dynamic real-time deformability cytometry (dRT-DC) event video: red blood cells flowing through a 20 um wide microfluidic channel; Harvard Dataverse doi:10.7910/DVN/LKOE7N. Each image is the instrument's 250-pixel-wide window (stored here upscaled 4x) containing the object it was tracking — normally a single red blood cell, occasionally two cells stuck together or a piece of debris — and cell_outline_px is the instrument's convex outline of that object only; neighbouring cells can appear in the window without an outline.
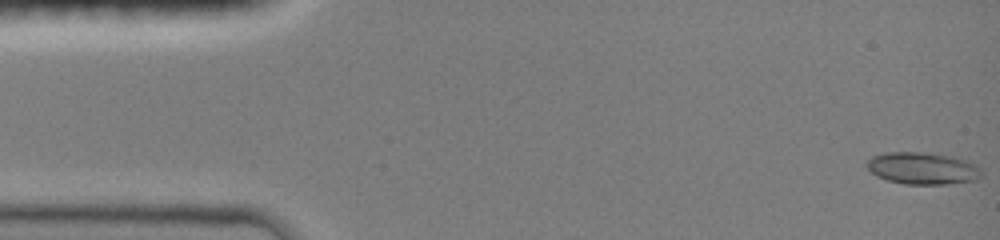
{"species": "common noctule bat (a hibernating species)", "species_latin": "Nyctalus noctula", "temperature_condition": "room temperature", "stored_images_in_passage": 47, "camera_frame_rate_fps": 3000, "um_per_image_px": 0.085, "animal": {"sex": "female", "body_mass_g": 19.0, "forearm_length_mm": 51.5}, "frame": {"image": 1, "passage_image": 1, "time_ms": 0.0, "image_size_px": [1000, 240], "cell_outline_px": [[980, 176], [976, 180], [948, 184], [904, 184], [888, 180], [876, 176], [868, 168], [868, 160], [872, 156], [884, 152], [924, 152], [952, 156], [976, 164], [980, 168]], "centroid_in_image_um": [78.42, 14.3], "position_along_channel_um": 6.6, "area_um2": 21.33}}
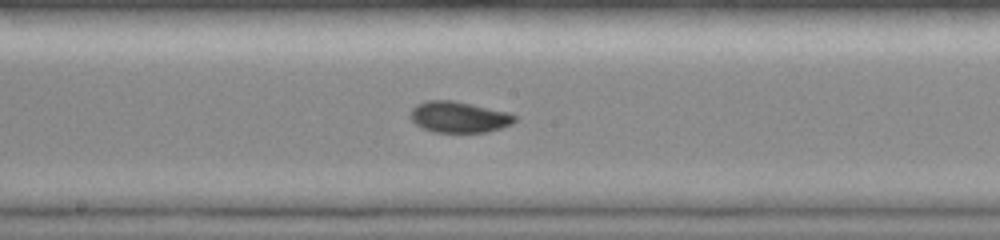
{"frame": {"image": 2, "passage_image": 25, "time_ms": 8.0, "image_size_px": [1000, 240], "cell_outline_px": [[516, 120], [512, 124], [488, 132], [432, 132], [420, 128], [408, 116], [412, 108], [416, 104], [428, 100], [456, 100], [508, 112], [516, 116]], "centroid_in_image_um": [38.98, 9.94], "position_along_channel_um": 209.2, "area_um2": 19.19}}
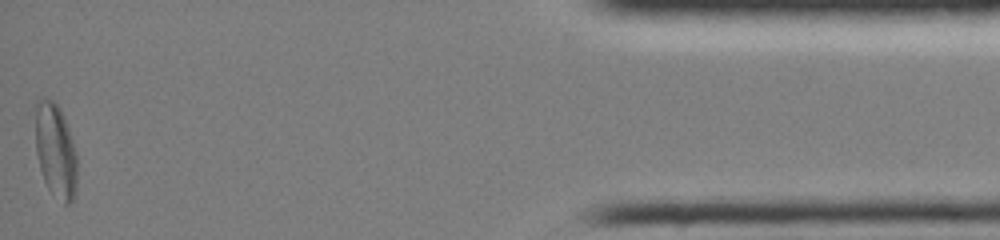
{"frame": {"image": 3, "passage_image": 47, "time_ms": 15.333, "image_size_px": [1000, 240], "cell_outline_px": [[76, 188], [72, 200], [68, 204], [64, 204], [48, 188], [44, 180], [40, 168], [36, 152], [36, 100], [40, 96], [44, 96], [52, 100], [60, 108], [64, 116], [76, 152]], "centroid_in_image_um": [4.71, 12.76], "position_along_channel_um": 430.5, "area_um2": 22.83}, "authors_computed_cell_mechanics": {"area_um2": 18.9584, "velocity_mm_per_s": 4.0563, "shape_relaxation_time_tau1_ms": 8.714, "shape_relaxation_time_tau2_ms": 2.3178, "deformation_change_tau1": 0.1765, "deformation_change_tau2": 0.0411}}